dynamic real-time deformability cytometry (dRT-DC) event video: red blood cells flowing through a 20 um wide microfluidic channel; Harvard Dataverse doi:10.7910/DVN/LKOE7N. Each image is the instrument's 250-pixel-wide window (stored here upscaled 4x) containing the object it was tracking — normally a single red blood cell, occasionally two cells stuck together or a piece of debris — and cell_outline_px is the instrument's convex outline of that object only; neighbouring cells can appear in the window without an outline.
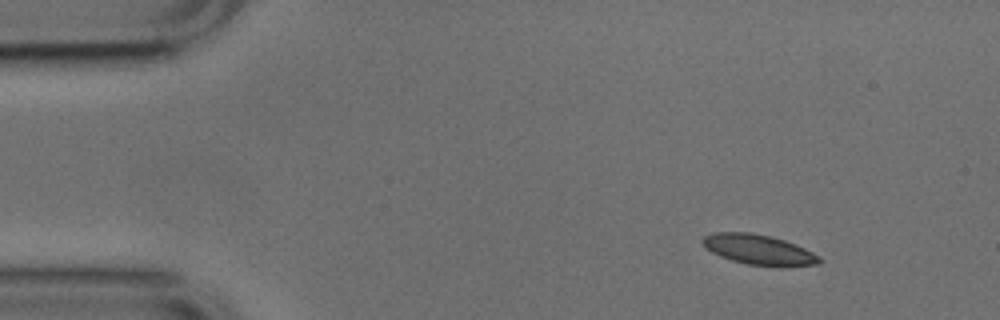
{"species": "common noctule bat (a hibernating species)", "species_latin": "Nyctalus noctula", "temperature_condition": "cold", "stored_images_in_passage": 32, "camera_frame_rate_fps": 3000, "um_per_image_px": 0.085, "animal": {"sex": "male", "body_mass_g": 17.9, "forearm_length_mm": 54.2}, "frame": {"image": 1, "passage_image": 1, "time_ms": 0.0, "image_size_px": [1000, 320], "cell_outline_px": [[824, 260], [820, 264], [748, 264], [732, 260], [720, 256], [704, 248], [700, 240], [704, 236], [712, 232], [748, 232], [772, 236], [796, 244], [820, 256]], "centroid_in_image_um": [64.42, 21.17], "position_along_channel_um": 20.6, "area_um2": 20.0}}
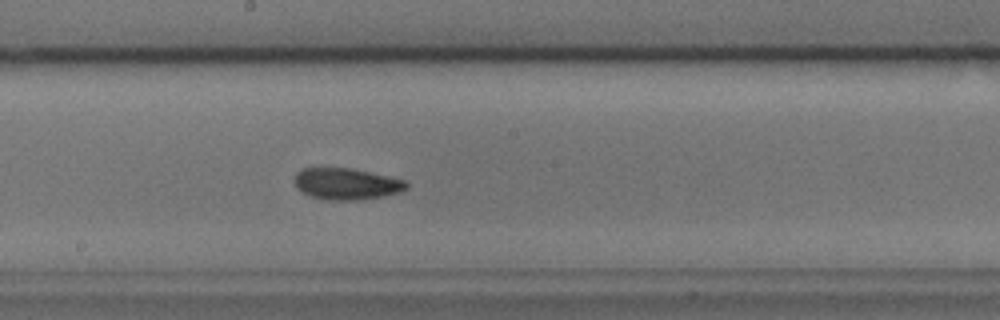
{"frame": {"image": 2, "passage_image": 23, "time_ms": 7.333, "image_size_px": [1000, 320], "cell_outline_px": [[408, 188], [400, 192], [364, 200], [324, 200], [308, 196], [300, 192], [296, 188], [296, 172], [300, 168], [352, 168], [388, 176], [404, 180], [408, 184]], "centroid_in_image_um": [29.42, 15.64], "position_along_channel_um": 218.8, "area_um2": 20.75}}
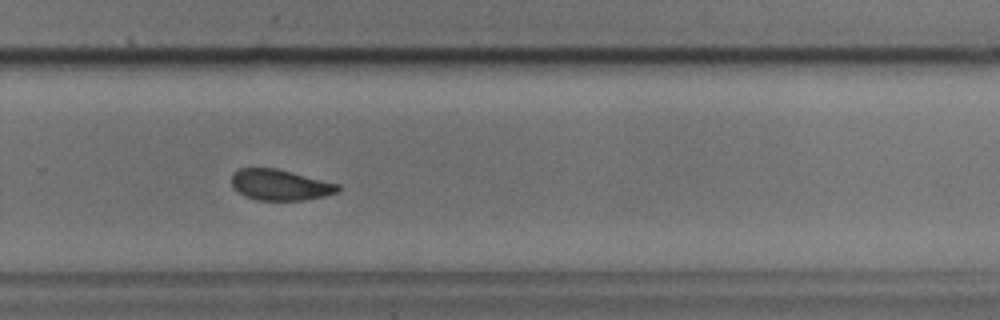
{"frame": {"image": 3, "passage_image": 30, "time_ms": 9.667, "image_size_px": [1000, 320], "cell_outline_px": [[340, 188], [336, 192], [324, 196], [304, 200], [256, 200], [244, 196], [232, 184], [232, 172], [240, 168], [276, 168], [340, 184]], "centroid_in_image_um": [23.8, 15.71], "position_along_channel_um": 306.0, "area_um2": 19.02}}